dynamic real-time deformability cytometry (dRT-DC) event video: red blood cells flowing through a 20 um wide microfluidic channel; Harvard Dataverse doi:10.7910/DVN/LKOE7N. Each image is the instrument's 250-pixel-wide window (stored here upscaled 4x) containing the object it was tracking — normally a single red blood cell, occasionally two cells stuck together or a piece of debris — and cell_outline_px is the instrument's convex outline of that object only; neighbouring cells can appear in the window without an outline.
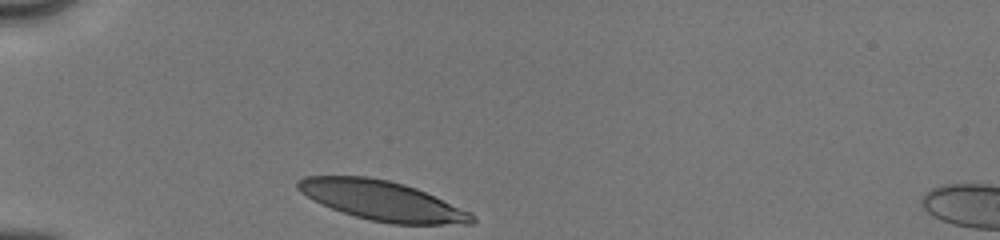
{"species": "human", "species_latin": "Homo sapiens", "temperature_condition": "cold", "stored_images_in_passage": 1, "camera_frame_rate_fps": 3000, "um_per_image_px": 0.085, "donor": {"sex": "male"}, "frame": {"image": 1, "passage_image": 1, "time_ms": 0.0, "image_size_px": [1000, 240], "cell_outline_px": [[476, 220], [472, 224], [392, 224], [372, 220], [356, 216], [332, 208], [300, 192], [296, 188], [296, 180], [304, 176], [368, 176], [388, 180], [404, 184], [416, 188], [472, 212], [476, 216]], "centroid_in_image_um": [32.52, 17.05], "position_along_channel_um": 52.5, "area_um2": 40.0}}